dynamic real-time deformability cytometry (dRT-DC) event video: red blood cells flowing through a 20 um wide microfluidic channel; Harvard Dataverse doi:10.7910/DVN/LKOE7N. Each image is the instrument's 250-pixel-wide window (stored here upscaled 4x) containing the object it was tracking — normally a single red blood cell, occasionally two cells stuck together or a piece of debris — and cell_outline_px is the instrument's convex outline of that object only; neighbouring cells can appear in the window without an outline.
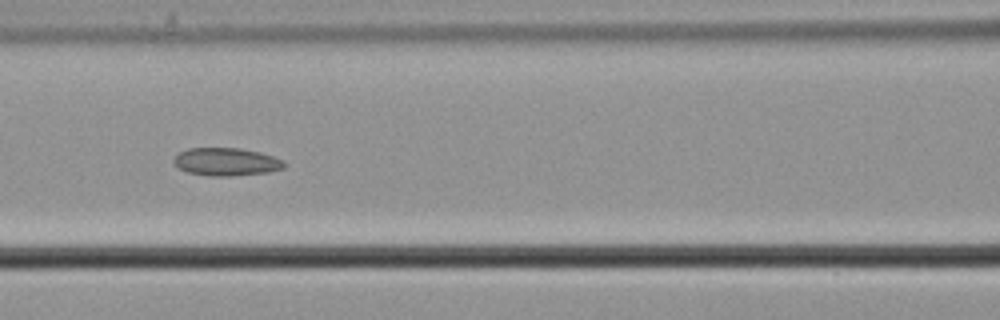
{"species": "common noctule bat (a hibernating species)", "species_latin": "Nyctalus noctula", "temperature_condition": "cold", "stored_images_in_passage": 9, "camera_frame_rate_fps": 3000, "um_per_image_px": 0.085, "animal": {"sex": "male", "body_mass_g": 21.5, "forearm_length_mm": 52.0}, "frame": {"image": 1, "passage_image": 6, "time_ms": 1.667, "image_size_px": [1000, 320], "cell_outline_px": [[288, 164], [284, 168], [268, 172], [232, 176], [208, 176], [188, 172], [176, 168], [172, 160], [180, 152], [188, 148], [240, 148], [260, 152], [284, 160]], "centroid_in_image_um": [19.24, 13.76], "position_along_channel_um": 147.4, "area_um2": 18.15}}
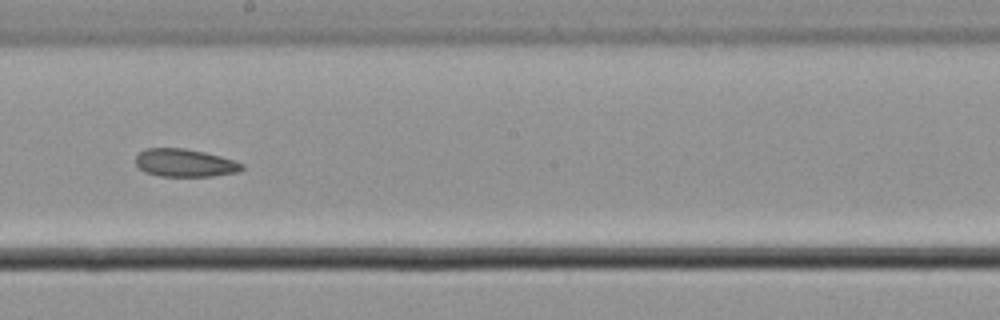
{"frame": {"image": 2, "passage_image": 8, "time_ms": 2.333, "image_size_px": [1000, 320], "cell_outline_px": [[244, 168], [240, 172], [212, 176], [160, 176], [144, 172], [136, 164], [136, 156], [140, 152], [148, 148], [184, 148], [204, 152], [220, 156], [244, 164]], "centroid_in_image_um": [15.72, 13.85], "position_along_channel_um": 232.5, "area_um2": 17.22}}
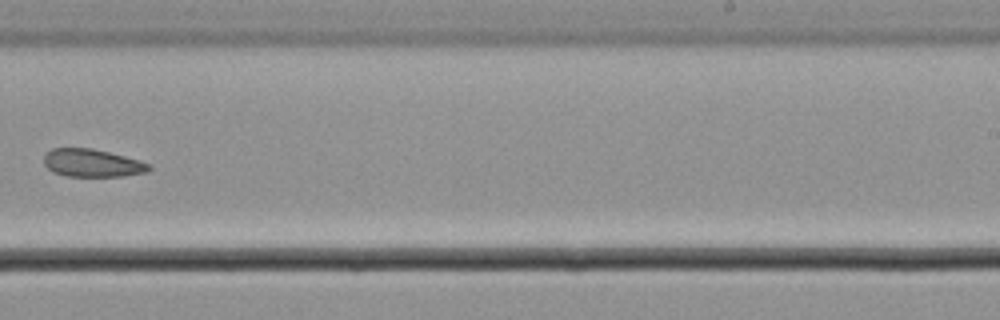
{"frame": {"image": 3, "passage_image": 9, "time_ms": 2.667, "image_size_px": [1000, 320], "cell_outline_px": [[152, 168], [148, 172], [124, 176], [68, 176], [52, 172], [44, 164], [44, 156], [52, 148], [92, 148], [140, 160], [152, 164]], "centroid_in_image_um": [7.87, 13.86], "position_along_channel_um": 281.1, "area_um2": 17.11}}